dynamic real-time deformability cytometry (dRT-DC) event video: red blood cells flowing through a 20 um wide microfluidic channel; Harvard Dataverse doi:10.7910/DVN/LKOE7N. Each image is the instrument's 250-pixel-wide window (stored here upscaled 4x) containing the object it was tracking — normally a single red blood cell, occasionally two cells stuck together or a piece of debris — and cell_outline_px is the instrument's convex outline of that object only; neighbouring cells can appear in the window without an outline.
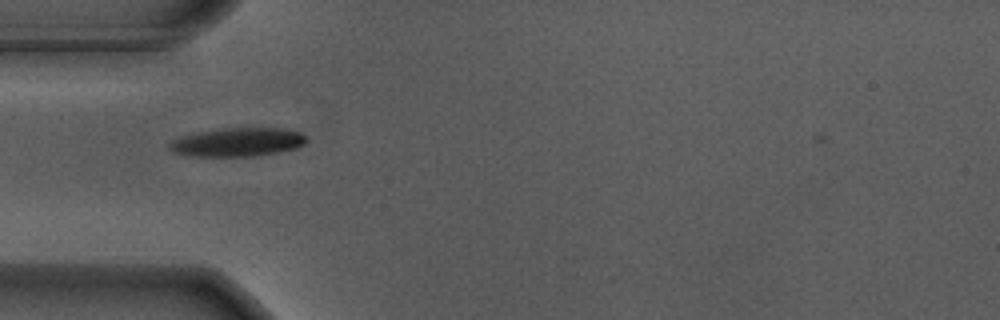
{"species": "Egyptian fruit bat (a non-hibernating species)", "species_latin": "Rousettus aegyptiacus", "temperature_condition": "warm", "stored_images_in_passage": 39, "camera_frame_rate_fps": 3000, "um_per_image_px": 0.085, "animal": {"sex": "male"}, "frame": {"image": 1, "passage_image": 1, "time_ms": 0.0, "image_size_px": [1000, 320], "cell_outline_px": [[308, 140], [304, 144], [296, 148], [256, 156], [184, 156], [172, 152], [168, 148], [168, 144], [172, 140], [196, 132], [224, 128], [284, 128], [300, 132]], "centroid_in_image_um": [20.16, 12.08], "position_along_channel_um": 64.8, "area_um2": 22.95}}
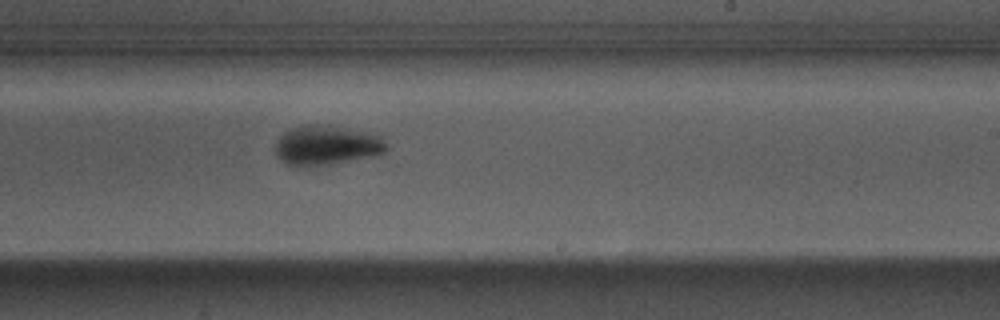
{"frame": {"image": 2, "passage_image": 17, "time_ms": 5.333, "image_size_px": [1000, 320], "cell_outline_px": [[388, 148], [384, 152], [376, 156], [304, 168], [296, 168], [288, 164], [276, 156], [276, 140], [284, 132], [300, 124], [320, 124], [368, 132], [376, 136]], "centroid_in_image_um": [27.68, 12.37], "position_along_channel_um": 261.3, "area_um2": 25.66}}
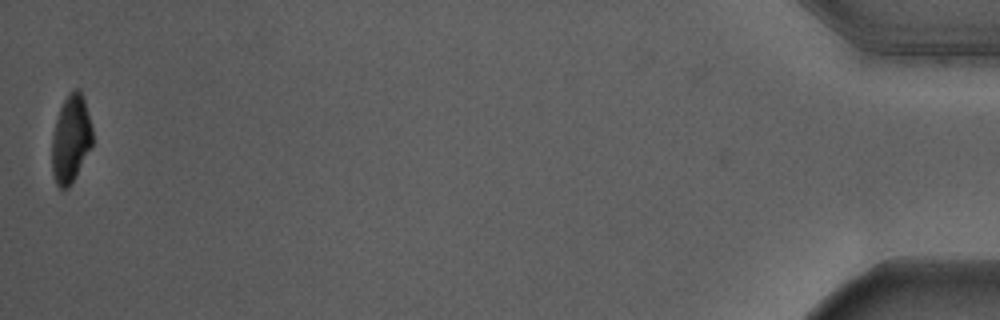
{"frame": {"image": 3, "passage_image": 39, "time_ms": 12.667, "image_size_px": [1000, 320], "cell_outline_px": [[92, 144], [68, 188], [60, 188], [56, 184], [52, 172], [52, 136], [56, 120], [60, 108], [64, 100], [76, 88], [80, 88], [84, 96], [92, 128]], "centroid_in_image_um": [6.01, 11.77], "position_along_channel_um": 429.2, "area_um2": 20.35}, "authors_computed_cell_mechanics": {"area_um2": 23.987, "velocity_mm_per_s": 3.6935, "shape_relaxation_time_tau1_ms": 1.8152, "shape_relaxation_time_tau2_ms": null, "deformation_change_tau1": 0.1803, "deformation_change_tau2": null}}